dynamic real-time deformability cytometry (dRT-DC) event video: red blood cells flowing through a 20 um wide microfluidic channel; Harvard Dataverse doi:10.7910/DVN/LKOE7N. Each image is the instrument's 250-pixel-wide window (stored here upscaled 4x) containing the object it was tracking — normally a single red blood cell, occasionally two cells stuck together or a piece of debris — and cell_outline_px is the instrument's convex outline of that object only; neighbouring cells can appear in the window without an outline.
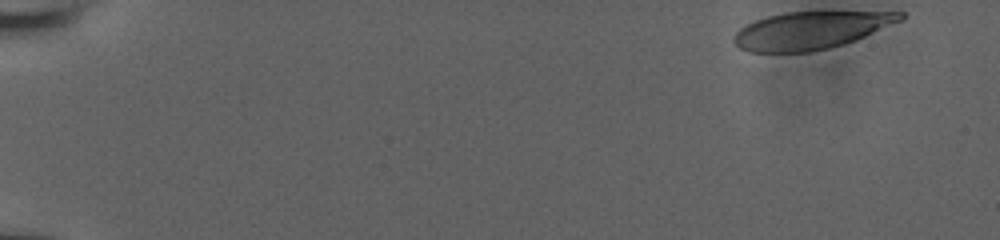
{"species": "human", "species_latin": "Homo sapiens", "temperature_condition": "room temperature", "stored_images_in_passage": 48, "camera_frame_rate_fps": 3000, "um_per_image_px": 0.085, "donor": {"sex": "male"}, "frame": {"image": 1, "passage_image": 1, "time_ms": 0.0, "image_size_px": [1000, 240], "cell_outline_px": [[904, 20], [864, 36], [828, 48], [808, 52], [748, 52], [740, 48], [732, 40], [736, 32], [740, 28], [756, 20], [768, 16], [788, 12], [904, 12]], "centroid_in_image_um": [68.89, 2.58], "position_along_channel_um": 16.1, "area_um2": 35.89}}
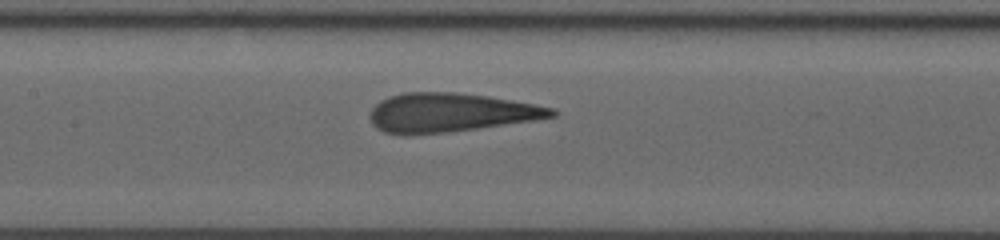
{"frame": {"image": 2, "passage_image": 26, "time_ms": 8.333, "image_size_px": [1000, 240], "cell_outline_px": [[560, 112], [556, 116], [532, 120], [448, 132], [404, 136], [384, 132], [376, 128], [372, 124], [368, 116], [372, 108], [380, 100], [388, 96], [404, 92], [456, 92], [488, 96], [512, 100], [552, 108]], "centroid_in_image_um": [38.2, 9.57], "position_along_channel_um": 169.2, "area_um2": 41.33}}
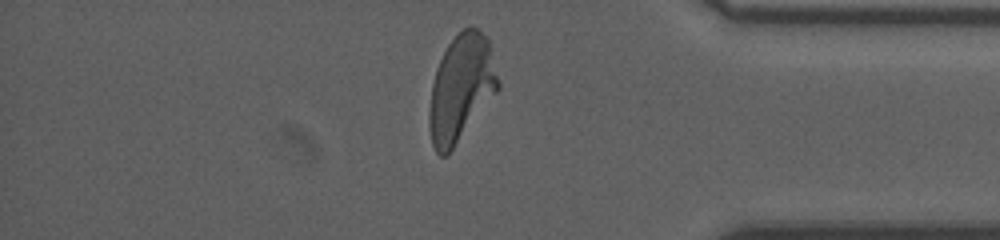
{"frame": {"image": 3, "passage_image": 45, "time_ms": 14.667, "image_size_px": [1000, 240], "cell_outline_px": [[500, 88], [452, 148], [444, 156], [440, 156], [436, 152], [432, 144], [428, 124], [428, 112], [432, 84], [436, 68], [448, 44], [464, 28], [472, 24], [488, 40], [500, 80]], "centroid_in_image_um": [39.18, 7.47], "position_along_channel_um": 396.0, "area_um2": 42.37}, "authors_computed_cell_mechanics": {"area_um2": 40.749, "velocity_mm_per_s": 3.8703, "shape_relaxation_time_tau1_ms": 4.1366, "shape_relaxation_time_tau2_ms": 0.7596, "deformation_change_tau1": 0.1826, "deformation_change_tau2": 0.082}}